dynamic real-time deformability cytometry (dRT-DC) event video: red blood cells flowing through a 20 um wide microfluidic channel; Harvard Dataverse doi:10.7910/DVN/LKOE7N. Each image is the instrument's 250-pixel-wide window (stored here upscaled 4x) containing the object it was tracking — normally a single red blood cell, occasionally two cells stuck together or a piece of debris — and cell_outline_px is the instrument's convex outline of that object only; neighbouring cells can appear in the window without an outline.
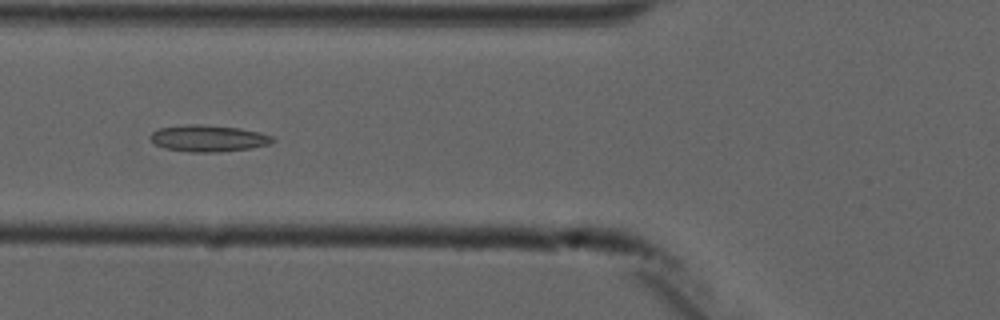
{"species": "common noctule bat (a hibernating species)", "species_latin": "Nyctalus noctula", "temperature_condition": "cold", "stored_images_in_passage": 3, "camera_frame_rate_fps": 3000, "um_per_image_px": 0.085, "animal": {"sex": "male", "forearm_length_mm": 52.5}, "frame": {"image": 1, "passage_image": 2, "time_ms": 1.333, "image_size_px": [1000, 320], "cell_outline_px": [[276, 140], [268, 144], [252, 148], [220, 152], [188, 152], [164, 148], [156, 144], [148, 136], [152, 132], [160, 128], [184, 124], [200, 124], [240, 128], [260, 132], [272, 136]], "centroid_in_image_um": [17.71, 11.76], "position_along_channel_um": 108.1, "area_um2": 19.07}}